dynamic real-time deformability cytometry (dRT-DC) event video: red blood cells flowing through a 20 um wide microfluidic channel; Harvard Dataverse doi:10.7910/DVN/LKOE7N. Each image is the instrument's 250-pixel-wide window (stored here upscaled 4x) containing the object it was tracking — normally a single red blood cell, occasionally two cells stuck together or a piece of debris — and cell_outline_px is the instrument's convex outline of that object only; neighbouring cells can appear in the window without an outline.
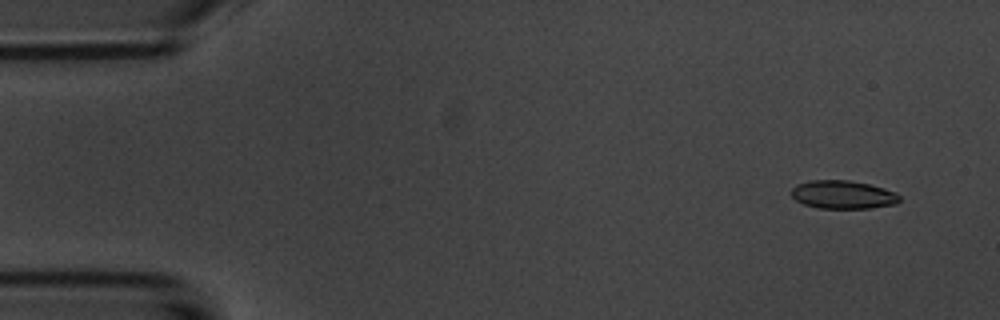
{"species": "common noctule bat (a hibernating species)", "species_latin": "Nyctalus noctula", "temperature_condition": "room temperature", "stored_images_in_passage": 5, "camera_frame_rate_fps": 3000, "um_per_image_px": 0.085, "animal": {"sex": "male", "body_mass_g": 20.1, "forearm_length_mm": 53.5}, "frame": {"image": 1, "passage_image": 1, "time_ms": 0.0, "image_size_px": [1000, 320], "cell_outline_px": [[900, 200], [896, 204], [872, 208], [820, 208], [804, 204], [796, 200], [792, 196], [792, 188], [796, 184], [812, 180], [848, 180], [868, 184], [884, 188], [896, 192], [900, 196]], "centroid_in_image_um": [71.67, 16.54], "position_along_channel_um": 13.3, "area_um2": 17.8}}
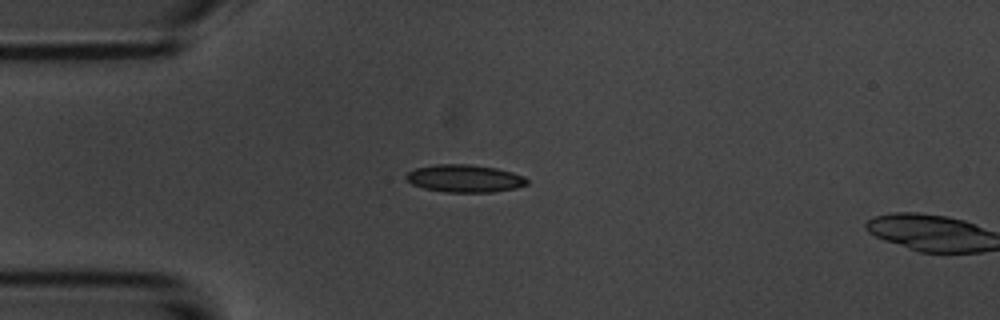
{"frame": {"image": 2, "passage_image": 4, "time_ms": 3.333, "image_size_px": [1000, 320], "cell_outline_px": [[528, 184], [516, 188], [492, 192], [444, 192], [424, 188], [412, 184], [404, 176], [408, 172], [416, 168], [436, 164], [468, 164], [496, 168], [512, 172], [524, 176], [528, 180]], "centroid_in_image_um": [39.5, 15.17], "position_along_channel_um": 45.5, "area_um2": 19.42}}